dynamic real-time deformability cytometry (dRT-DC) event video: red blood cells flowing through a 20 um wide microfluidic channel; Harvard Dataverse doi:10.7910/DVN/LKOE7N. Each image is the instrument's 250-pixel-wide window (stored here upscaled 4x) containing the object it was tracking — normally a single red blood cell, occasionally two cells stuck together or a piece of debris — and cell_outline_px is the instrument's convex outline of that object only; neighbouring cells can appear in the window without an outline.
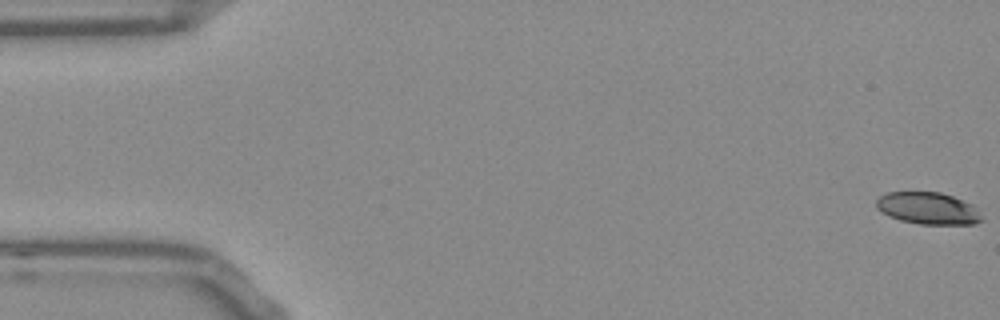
{"species": "Egyptian fruit bat (a non-hibernating species)", "species_latin": "Rousettus aegyptiacus", "temperature_condition": "room temperature", "stored_images_in_passage": 54, "camera_frame_rate_fps": 3000, "um_per_image_px": 0.085, "frame": {"image": 1, "passage_image": 1, "time_ms": 0.0, "image_size_px": [1000, 320], "cell_outline_px": [[984, 220], [972, 224], [920, 224], [900, 220], [888, 216], [876, 208], [876, 200], [880, 196], [888, 192], [940, 192], [952, 196], [972, 204]], "centroid_in_image_um": [78.86, 17.71], "position_along_channel_um": 6.1, "area_um2": 19.59}}
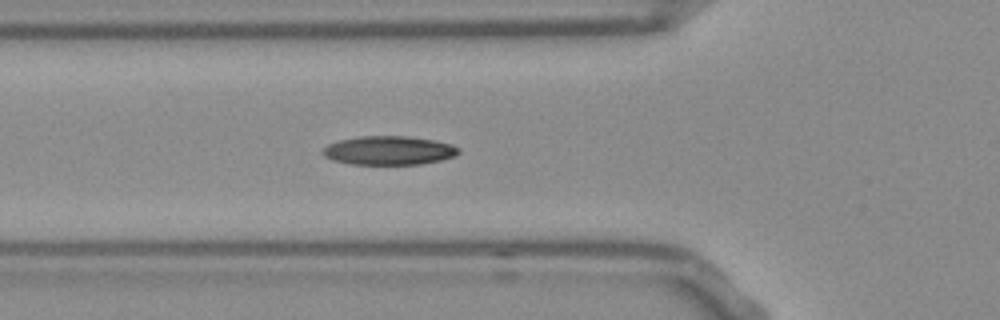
{"frame": {"image": 2, "passage_image": 19, "time_ms": 6.0, "image_size_px": [1000, 320], "cell_outline_px": [[460, 152], [456, 156], [440, 160], [420, 164], [348, 164], [332, 160], [324, 156], [320, 152], [328, 144], [340, 140], [360, 136], [408, 136], [432, 140], [452, 144], [460, 148]], "centroid_in_image_um": [33.05, 12.79], "position_along_channel_um": 92.8, "area_um2": 22.89}}
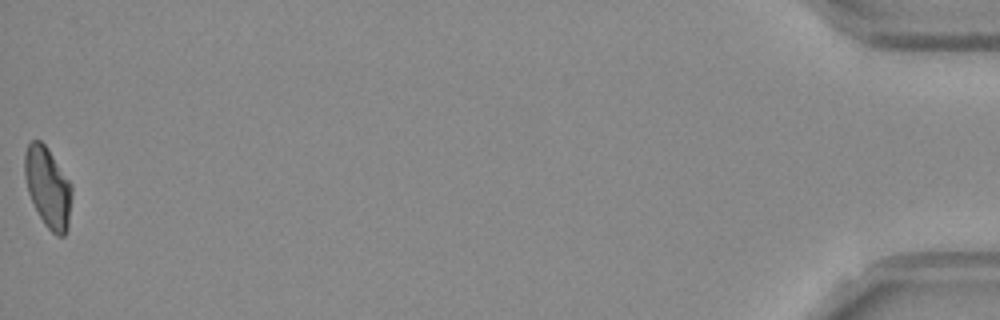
{"frame": {"image": 3, "passage_image": 54, "time_ms": 17.667, "image_size_px": [1000, 320], "cell_outline_px": [[72, 192], [68, 228], [64, 236], [56, 236], [44, 224], [28, 192], [24, 176], [24, 156], [28, 144], [32, 140], [40, 140], [48, 148], [72, 184]], "centroid_in_image_um": [4.08, 15.92], "position_along_channel_um": 431.1, "area_um2": 22.08}, "authors_computed_cell_mechanics": {"area_um2": 22.0507, "velocity_mm_per_s": 3.7879, "shape_relaxation_time_tau1_ms": 7.4196, "shape_relaxation_time_tau2_ms": 4.24, "deformation_change_tau1": 0.1879, "deformation_change_tau2": 0.1033}}